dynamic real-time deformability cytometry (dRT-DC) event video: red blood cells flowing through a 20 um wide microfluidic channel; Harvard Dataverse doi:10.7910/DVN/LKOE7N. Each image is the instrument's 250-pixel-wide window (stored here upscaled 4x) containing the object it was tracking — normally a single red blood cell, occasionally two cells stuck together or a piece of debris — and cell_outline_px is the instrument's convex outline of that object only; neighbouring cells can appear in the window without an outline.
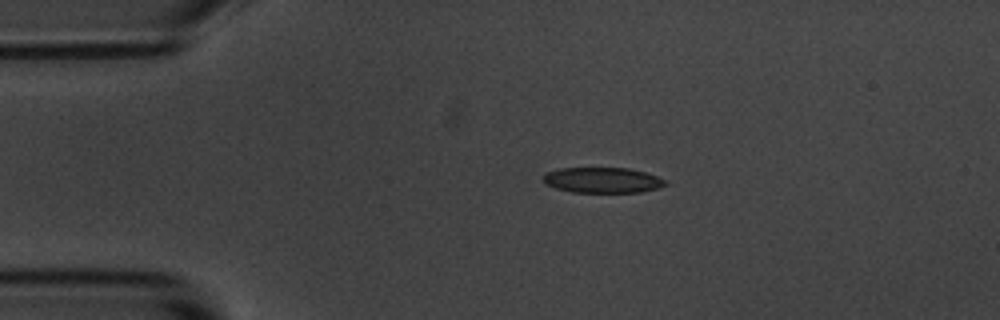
{"species": "common noctule bat (a hibernating species)", "species_latin": "Nyctalus noctula", "temperature_condition": "room temperature", "stored_images_in_passage": 6, "camera_frame_rate_fps": 3000, "um_per_image_px": 0.085, "animal": {"sex": "male", "body_mass_g": 20.1, "forearm_length_mm": 53.5}, "frame": {"image": 1, "passage_image": 2, "time_ms": 1.333, "image_size_px": [1000, 320], "cell_outline_px": [[668, 184], [656, 188], [640, 192], [572, 192], [556, 188], [544, 184], [544, 172], [560, 168], [628, 168], [644, 172], [668, 180]], "centroid_in_image_um": [51.2, 15.31], "position_along_channel_um": 33.8, "area_um2": 18.15}}
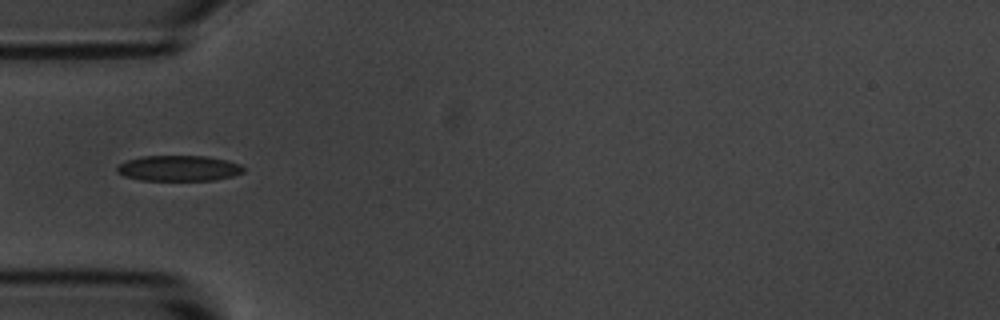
{"frame": {"image": 2, "passage_image": 4, "time_ms": 3.333, "image_size_px": [1000, 320], "cell_outline_px": [[244, 172], [232, 176], [212, 180], [140, 180], [124, 176], [116, 172], [116, 168], [120, 164], [128, 160], [144, 156], [208, 156], [228, 160], [240, 164], [244, 168]], "centroid_in_image_um": [15.21, 14.3], "position_along_channel_um": 69.8, "area_um2": 18.84}}
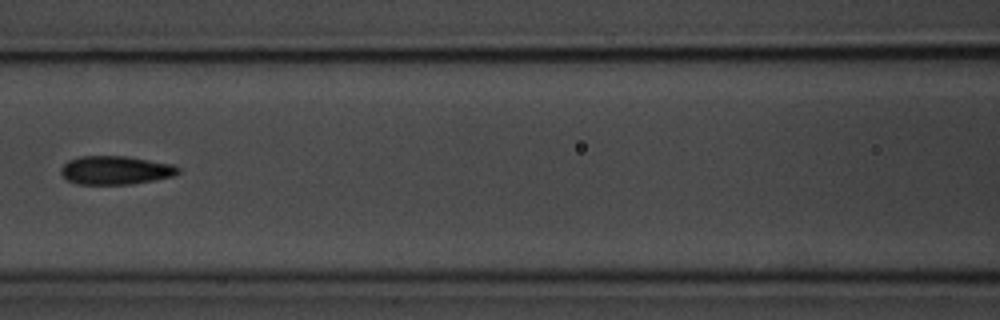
{"frame": {"image": 3, "passage_image": 6, "time_ms": 5.667, "image_size_px": [1000, 320], "cell_outline_px": [[180, 172], [172, 176], [156, 180], [132, 184], [76, 184], [68, 180], [60, 172], [60, 168], [68, 160], [80, 156], [124, 156], [172, 164], [180, 168]], "centroid_in_image_um": [9.81, 14.47], "position_along_channel_um": 156.8, "area_um2": 19.48}}